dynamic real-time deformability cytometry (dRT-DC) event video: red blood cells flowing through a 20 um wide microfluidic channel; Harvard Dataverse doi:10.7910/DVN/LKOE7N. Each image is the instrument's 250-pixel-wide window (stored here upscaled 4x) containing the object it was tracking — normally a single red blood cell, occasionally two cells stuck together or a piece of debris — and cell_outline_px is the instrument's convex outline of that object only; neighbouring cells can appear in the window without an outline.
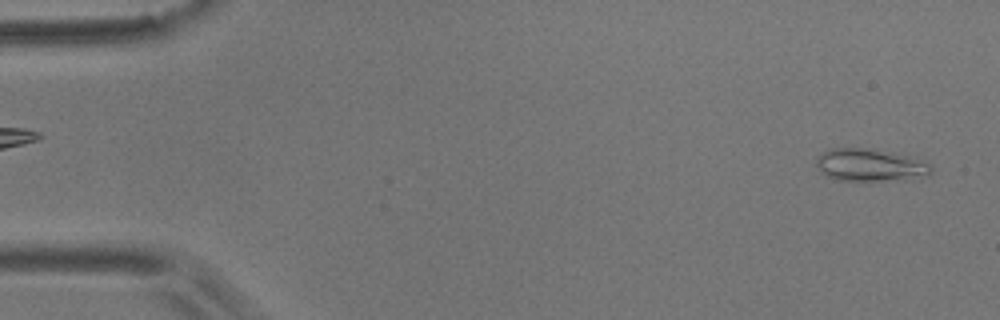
{"species": "common noctule bat (a hibernating species)", "species_latin": "Nyctalus noctula", "temperature_condition": "room temperature", "stored_images_in_passage": 6, "camera_frame_rate_fps": 3000, "um_per_image_px": 0.085, "animal": {"sex": "male", "body_mass_g": 17.9}, "frame": {"image": 1, "passage_image": 6, "time_ms": 1.667, "image_size_px": [1000, 320], "cell_outline_px": [[932, 172], [928, 176], [912, 180], [836, 180], [820, 172], [816, 164], [816, 156], [820, 152], [832, 148], [864, 148], [916, 156], [928, 160], [932, 164]], "centroid_in_image_um": [74.05, 14.03], "position_along_channel_um": 10.9, "area_um2": 22.48}}